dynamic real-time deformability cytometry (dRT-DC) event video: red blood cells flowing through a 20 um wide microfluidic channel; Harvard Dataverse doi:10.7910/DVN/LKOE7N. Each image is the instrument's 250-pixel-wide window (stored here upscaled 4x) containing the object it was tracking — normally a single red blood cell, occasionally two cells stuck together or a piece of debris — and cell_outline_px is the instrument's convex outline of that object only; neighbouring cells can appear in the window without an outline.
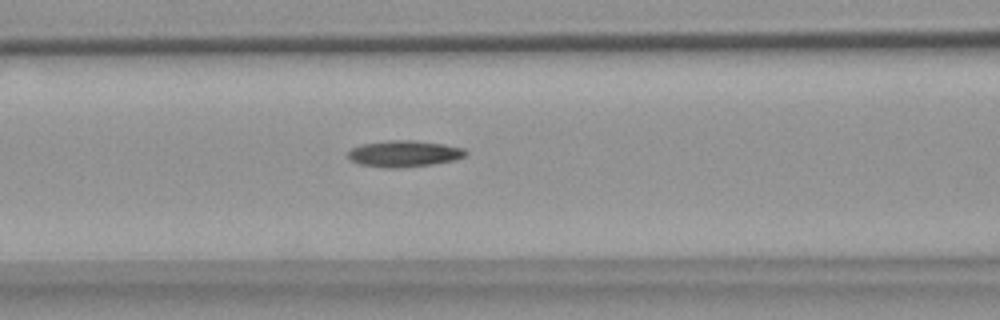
{"species": "common noctule bat (a hibernating species)", "species_latin": "Nyctalus noctula", "temperature_condition": "warm", "stored_images_in_passage": 42, "camera_frame_rate_fps": 3000, "um_per_image_px": 0.085, "animal": {"sex": "female", "body_mass_g": 18.4}, "frame": {"image": 1, "passage_image": 10, "time_ms": 3.0, "image_size_px": [1000, 320], "cell_outline_px": [[468, 152], [464, 156], [456, 160], [432, 164], [400, 168], [384, 168], [360, 164], [352, 160], [348, 156], [348, 152], [352, 148], [360, 144], [388, 140], [412, 140], [444, 144], [464, 148]], "centroid_in_image_um": [34.36, 13.06], "position_along_channel_um": 132.2, "area_um2": 18.15}}
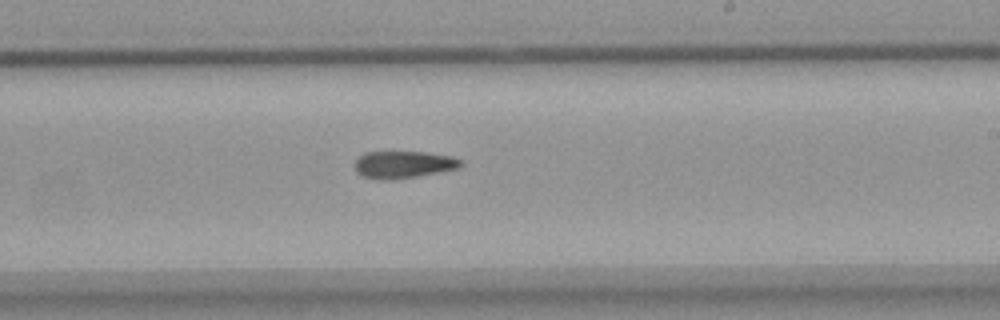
{"frame": {"image": 2, "passage_image": 20, "time_ms": 6.333, "image_size_px": [1000, 320], "cell_outline_px": [[464, 164], [456, 168], [416, 176], [392, 180], [380, 180], [364, 176], [356, 172], [356, 160], [364, 152], [424, 152], [452, 156], [460, 160]], "centroid_in_image_um": [34.27, 13.98], "position_along_channel_um": 254.7, "area_um2": 16.53}}
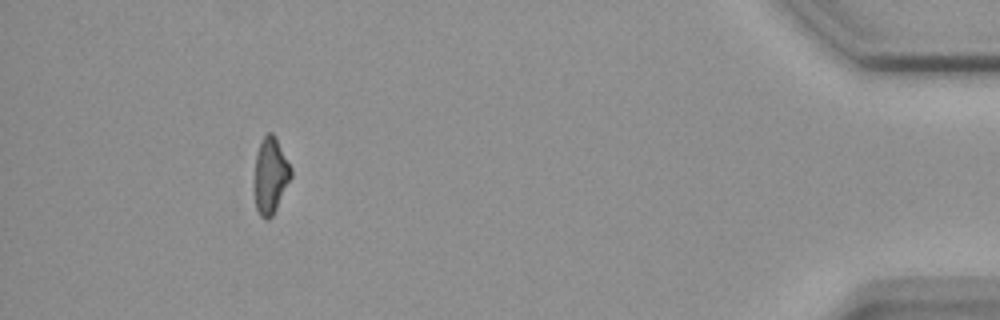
{"frame": {"image": 3, "passage_image": 38, "time_ms": 12.333, "image_size_px": [1000, 320], "cell_outline_px": [[292, 176], [272, 216], [268, 220], [264, 220], [260, 216], [256, 208], [252, 188], [256, 152], [260, 140], [268, 132], [272, 132], [276, 136], [292, 168]], "centroid_in_image_um": [22.95, 14.91], "position_along_channel_um": 412.2, "area_um2": 16.88}}